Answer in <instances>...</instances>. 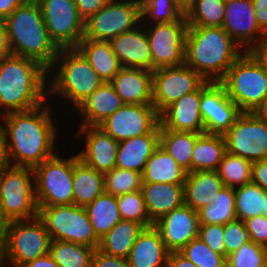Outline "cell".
Returning <instances> with one entry per match:
<instances>
[{"instance_id": "cell-34", "label": "cell", "mask_w": 267, "mask_h": 267, "mask_svg": "<svg viewBox=\"0 0 267 267\" xmlns=\"http://www.w3.org/2000/svg\"><path fill=\"white\" fill-rule=\"evenodd\" d=\"M226 153L223 135L202 133L195 142L192 155V172L217 171Z\"/></svg>"}, {"instance_id": "cell-17", "label": "cell", "mask_w": 267, "mask_h": 267, "mask_svg": "<svg viewBox=\"0 0 267 267\" xmlns=\"http://www.w3.org/2000/svg\"><path fill=\"white\" fill-rule=\"evenodd\" d=\"M222 28L245 52L253 51L266 39L257 23L252 0L226 1Z\"/></svg>"}, {"instance_id": "cell-27", "label": "cell", "mask_w": 267, "mask_h": 267, "mask_svg": "<svg viewBox=\"0 0 267 267\" xmlns=\"http://www.w3.org/2000/svg\"><path fill=\"white\" fill-rule=\"evenodd\" d=\"M224 187L217 171L189 172L183 183L184 204L198 211L209 205Z\"/></svg>"}, {"instance_id": "cell-10", "label": "cell", "mask_w": 267, "mask_h": 267, "mask_svg": "<svg viewBox=\"0 0 267 267\" xmlns=\"http://www.w3.org/2000/svg\"><path fill=\"white\" fill-rule=\"evenodd\" d=\"M51 240L67 241L98 248L97 238L85 207L74 204L37 206Z\"/></svg>"}, {"instance_id": "cell-49", "label": "cell", "mask_w": 267, "mask_h": 267, "mask_svg": "<svg viewBox=\"0 0 267 267\" xmlns=\"http://www.w3.org/2000/svg\"><path fill=\"white\" fill-rule=\"evenodd\" d=\"M92 267H130L128 260L104 253L96 248Z\"/></svg>"}, {"instance_id": "cell-13", "label": "cell", "mask_w": 267, "mask_h": 267, "mask_svg": "<svg viewBox=\"0 0 267 267\" xmlns=\"http://www.w3.org/2000/svg\"><path fill=\"white\" fill-rule=\"evenodd\" d=\"M150 46L152 71L179 66L185 61L186 20L172 23L143 24Z\"/></svg>"}, {"instance_id": "cell-59", "label": "cell", "mask_w": 267, "mask_h": 267, "mask_svg": "<svg viewBox=\"0 0 267 267\" xmlns=\"http://www.w3.org/2000/svg\"><path fill=\"white\" fill-rule=\"evenodd\" d=\"M262 62L267 73V43L264 42L252 51Z\"/></svg>"}, {"instance_id": "cell-11", "label": "cell", "mask_w": 267, "mask_h": 267, "mask_svg": "<svg viewBox=\"0 0 267 267\" xmlns=\"http://www.w3.org/2000/svg\"><path fill=\"white\" fill-rule=\"evenodd\" d=\"M142 23L140 0H110L84 21L83 38L110 41Z\"/></svg>"}, {"instance_id": "cell-46", "label": "cell", "mask_w": 267, "mask_h": 267, "mask_svg": "<svg viewBox=\"0 0 267 267\" xmlns=\"http://www.w3.org/2000/svg\"><path fill=\"white\" fill-rule=\"evenodd\" d=\"M223 240L226 247L227 255L235 252L243 244L249 241L245 222L236 219L223 225Z\"/></svg>"}, {"instance_id": "cell-7", "label": "cell", "mask_w": 267, "mask_h": 267, "mask_svg": "<svg viewBox=\"0 0 267 267\" xmlns=\"http://www.w3.org/2000/svg\"><path fill=\"white\" fill-rule=\"evenodd\" d=\"M220 83L242 112H251L267 96V73L252 51L244 52Z\"/></svg>"}, {"instance_id": "cell-43", "label": "cell", "mask_w": 267, "mask_h": 267, "mask_svg": "<svg viewBox=\"0 0 267 267\" xmlns=\"http://www.w3.org/2000/svg\"><path fill=\"white\" fill-rule=\"evenodd\" d=\"M122 220L134 221L145 228L154 226L146 210L142 190L116 196Z\"/></svg>"}, {"instance_id": "cell-55", "label": "cell", "mask_w": 267, "mask_h": 267, "mask_svg": "<svg viewBox=\"0 0 267 267\" xmlns=\"http://www.w3.org/2000/svg\"><path fill=\"white\" fill-rule=\"evenodd\" d=\"M12 54L4 21L0 20V60Z\"/></svg>"}, {"instance_id": "cell-62", "label": "cell", "mask_w": 267, "mask_h": 267, "mask_svg": "<svg viewBox=\"0 0 267 267\" xmlns=\"http://www.w3.org/2000/svg\"><path fill=\"white\" fill-rule=\"evenodd\" d=\"M1 256H2V224H0V265H1Z\"/></svg>"}, {"instance_id": "cell-57", "label": "cell", "mask_w": 267, "mask_h": 267, "mask_svg": "<svg viewBox=\"0 0 267 267\" xmlns=\"http://www.w3.org/2000/svg\"><path fill=\"white\" fill-rule=\"evenodd\" d=\"M22 267H59L53 260L52 256L48 253L42 257H39L33 261H30Z\"/></svg>"}, {"instance_id": "cell-8", "label": "cell", "mask_w": 267, "mask_h": 267, "mask_svg": "<svg viewBox=\"0 0 267 267\" xmlns=\"http://www.w3.org/2000/svg\"><path fill=\"white\" fill-rule=\"evenodd\" d=\"M38 216L34 172L10 166L0 172V224Z\"/></svg>"}, {"instance_id": "cell-44", "label": "cell", "mask_w": 267, "mask_h": 267, "mask_svg": "<svg viewBox=\"0 0 267 267\" xmlns=\"http://www.w3.org/2000/svg\"><path fill=\"white\" fill-rule=\"evenodd\" d=\"M179 252L198 267H226V258L214 252L199 236L189 241Z\"/></svg>"}, {"instance_id": "cell-50", "label": "cell", "mask_w": 267, "mask_h": 267, "mask_svg": "<svg viewBox=\"0 0 267 267\" xmlns=\"http://www.w3.org/2000/svg\"><path fill=\"white\" fill-rule=\"evenodd\" d=\"M79 15L85 21L101 8H103L110 0H74Z\"/></svg>"}, {"instance_id": "cell-29", "label": "cell", "mask_w": 267, "mask_h": 267, "mask_svg": "<svg viewBox=\"0 0 267 267\" xmlns=\"http://www.w3.org/2000/svg\"><path fill=\"white\" fill-rule=\"evenodd\" d=\"M104 189V174L83 163L77 153L74 154L73 204L86 207L92 203Z\"/></svg>"}, {"instance_id": "cell-39", "label": "cell", "mask_w": 267, "mask_h": 267, "mask_svg": "<svg viewBox=\"0 0 267 267\" xmlns=\"http://www.w3.org/2000/svg\"><path fill=\"white\" fill-rule=\"evenodd\" d=\"M217 173L225 186L237 188L252 182V162L231 153H225Z\"/></svg>"}, {"instance_id": "cell-45", "label": "cell", "mask_w": 267, "mask_h": 267, "mask_svg": "<svg viewBox=\"0 0 267 267\" xmlns=\"http://www.w3.org/2000/svg\"><path fill=\"white\" fill-rule=\"evenodd\" d=\"M267 264V247L249 240L227 255L226 267H263Z\"/></svg>"}, {"instance_id": "cell-30", "label": "cell", "mask_w": 267, "mask_h": 267, "mask_svg": "<svg viewBox=\"0 0 267 267\" xmlns=\"http://www.w3.org/2000/svg\"><path fill=\"white\" fill-rule=\"evenodd\" d=\"M104 82H110L122 66L109 41L82 38L76 47Z\"/></svg>"}, {"instance_id": "cell-58", "label": "cell", "mask_w": 267, "mask_h": 267, "mask_svg": "<svg viewBox=\"0 0 267 267\" xmlns=\"http://www.w3.org/2000/svg\"><path fill=\"white\" fill-rule=\"evenodd\" d=\"M259 120L267 124V96L251 111Z\"/></svg>"}, {"instance_id": "cell-1", "label": "cell", "mask_w": 267, "mask_h": 267, "mask_svg": "<svg viewBox=\"0 0 267 267\" xmlns=\"http://www.w3.org/2000/svg\"><path fill=\"white\" fill-rule=\"evenodd\" d=\"M54 106L47 100L36 108L0 116L12 166L34 168L59 151Z\"/></svg>"}, {"instance_id": "cell-51", "label": "cell", "mask_w": 267, "mask_h": 267, "mask_svg": "<svg viewBox=\"0 0 267 267\" xmlns=\"http://www.w3.org/2000/svg\"><path fill=\"white\" fill-rule=\"evenodd\" d=\"M252 182L267 191V159L252 163Z\"/></svg>"}, {"instance_id": "cell-15", "label": "cell", "mask_w": 267, "mask_h": 267, "mask_svg": "<svg viewBox=\"0 0 267 267\" xmlns=\"http://www.w3.org/2000/svg\"><path fill=\"white\" fill-rule=\"evenodd\" d=\"M223 136L227 153L252 163L267 159V124L251 112H242Z\"/></svg>"}, {"instance_id": "cell-14", "label": "cell", "mask_w": 267, "mask_h": 267, "mask_svg": "<svg viewBox=\"0 0 267 267\" xmlns=\"http://www.w3.org/2000/svg\"><path fill=\"white\" fill-rule=\"evenodd\" d=\"M152 105L160 115L187 93L197 91L206 80L185 63L152 71Z\"/></svg>"}, {"instance_id": "cell-28", "label": "cell", "mask_w": 267, "mask_h": 267, "mask_svg": "<svg viewBox=\"0 0 267 267\" xmlns=\"http://www.w3.org/2000/svg\"><path fill=\"white\" fill-rule=\"evenodd\" d=\"M142 193L150 220L154 223L163 215L184 204L183 184H142Z\"/></svg>"}, {"instance_id": "cell-47", "label": "cell", "mask_w": 267, "mask_h": 267, "mask_svg": "<svg viewBox=\"0 0 267 267\" xmlns=\"http://www.w3.org/2000/svg\"><path fill=\"white\" fill-rule=\"evenodd\" d=\"M223 225L210 224L199 225L198 236L214 252L223 255L226 258V247L223 240Z\"/></svg>"}, {"instance_id": "cell-21", "label": "cell", "mask_w": 267, "mask_h": 267, "mask_svg": "<svg viewBox=\"0 0 267 267\" xmlns=\"http://www.w3.org/2000/svg\"><path fill=\"white\" fill-rule=\"evenodd\" d=\"M206 81L197 91L187 93L168 106L160 115V124L173 131L204 133L200 112L201 93L211 84Z\"/></svg>"}, {"instance_id": "cell-56", "label": "cell", "mask_w": 267, "mask_h": 267, "mask_svg": "<svg viewBox=\"0 0 267 267\" xmlns=\"http://www.w3.org/2000/svg\"><path fill=\"white\" fill-rule=\"evenodd\" d=\"M23 3L22 0H0V20L4 21L8 15Z\"/></svg>"}, {"instance_id": "cell-32", "label": "cell", "mask_w": 267, "mask_h": 267, "mask_svg": "<svg viewBox=\"0 0 267 267\" xmlns=\"http://www.w3.org/2000/svg\"><path fill=\"white\" fill-rule=\"evenodd\" d=\"M144 228L137 222L120 220L100 239L98 249L106 254L127 259L132 246Z\"/></svg>"}, {"instance_id": "cell-36", "label": "cell", "mask_w": 267, "mask_h": 267, "mask_svg": "<svg viewBox=\"0 0 267 267\" xmlns=\"http://www.w3.org/2000/svg\"><path fill=\"white\" fill-rule=\"evenodd\" d=\"M199 225H225L237 219L234 188L225 186L212 202L198 210Z\"/></svg>"}, {"instance_id": "cell-54", "label": "cell", "mask_w": 267, "mask_h": 267, "mask_svg": "<svg viewBox=\"0 0 267 267\" xmlns=\"http://www.w3.org/2000/svg\"><path fill=\"white\" fill-rule=\"evenodd\" d=\"M167 267H198L180 252H170Z\"/></svg>"}, {"instance_id": "cell-23", "label": "cell", "mask_w": 267, "mask_h": 267, "mask_svg": "<svg viewBox=\"0 0 267 267\" xmlns=\"http://www.w3.org/2000/svg\"><path fill=\"white\" fill-rule=\"evenodd\" d=\"M124 104L113 85L103 82L74 111L81 119L79 126H99Z\"/></svg>"}, {"instance_id": "cell-52", "label": "cell", "mask_w": 267, "mask_h": 267, "mask_svg": "<svg viewBox=\"0 0 267 267\" xmlns=\"http://www.w3.org/2000/svg\"><path fill=\"white\" fill-rule=\"evenodd\" d=\"M259 27L267 34V0H252Z\"/></svg>"}, {"instance_id": "cell-20", "label": "cell", "mask_w": 267, "mask_h": 267, "mask_svg": "<svg viewBox=\"0 0 267 267\" xmlns=\"http://www.w3.org/2000/svg\"><path fill=\"white\" fill-rule=\"evenodd\" d=\"M154 227L159 231L161 239L169 252H179L189 241L198 237V211L183 204L163 215Z\"/></svg>"}, {"instance_id": "cell-16", "label": "cell", "mask_w": 267, "mask_h": 267, "mask_svg": "<svg viewBox=\"0 0 267 267\" xmlns=\"http://www.w3.org/2000/svg\"><path fill=\"white\" fill-rule=\"evenodd\" d=\"M159 123V114L152 104H124L99 127L120 142L149 134Z\"/></svg>"}, {"instance_id": "cell-60", "label": "cell", "mask_w": 267, "mask_h": 267, "mask_svg": "<svg viewBox=\"0 0 267 267\" xmlns=\"http://www.w3.org/2000/svg\"><path fill=\"white\" fill-rule=\"evenodd\" d=\"M180 10L186 13L192 6L193 0H171Z\"/></svg>"}, {"instance_id": "cell-2", "label": "cell", "mask_w": 267, "mask_h": 267, "mask_svg": "<svg viewBox=\"0 0 267 267\" xmlns=\"http://www.w3.org/2000/svg\"><path fill=\"white\" fill-rule=\"evenodd\" d=\"M48 100L47 69L11 54L0 60V116L36 108Z\"/></svg>"}, {"instance_id": "cell-22", "label": "cell", "mask_w": 267, "mask_h": 267, "mask_svg": "<svg viewBox=\"0 0 267 267\" xmlns=\"http://www.w3.org/2000/svg\"><path fill=\"white\" fill-rule=\"evenodd\" d=\"M109 42L122 67L152 71L150 46L142 23Z\"/></svg>"}, {"instance_id": "cell-61", "label": "cell", "mask_w": 267, "mask_h": 267, "mask_svg": "<svg viewBox=\"0 0 267 267\" xmlns=\"http://www.w3.org/2000/svg\"><path fill=\"white\" fill-rule=\"evenodd\" d=\"M262 215L264 217L267 218V191H265V195H264V205H263V209H262Z\"/></svg>"}, {"instance_id": "cell-37", "label": "cell", "mask_w": 267, "mask_h": 267, "mask_svg": "<svg viewBox=\"0 0 267 267\" xmlns=\"http://www.w3.org/2000/svg\"><path fill=\"white\" fill-rule=\"evenodd\" d=\"M95 250L82 244L51 240L49 254L59 267H92Z\"/></svg>"}, {"instance_id": "cell-40", "label": "cell", "mask_w": 267, "mask_h": 267, "mask_svg": "<svg viewBox=\"0 0 267 267\" xmlns=\"http://www.w3.org/2000/svg\"><path fill=\"white\" fill-rule=\"evenodd\" d=\"M237 219L245 221L262 215L265 190L253 182L234 188Z\"/></svg>"}, {"instance_id": "cell-35", "label": "cell", "mask_w": 267, "mask_h": 267, "mask_svg": "<svg viewBox=\"0 0 267 267\" xmlns=\"http://www.w3.org/2000/svg\"><path fill=\"white\" fill-rule=\"evenodd\" d=\"M85 209L99 240L122 220L116 196L106 193L105 191L92 203L88 204Z\"/></svg>"}, {"instance_id": "cell-19", "label": "cell", "mask_w": 267, "mask_h": 267, "mask_svg": "<svg viewBox=\"0 0 267 267\" xmlns=\"http://www.w3.org/2000/svg\"><path fill=\"white\" fill-rule=\"evenodd\" d=\"M78 128L75 138L82 135L84 136L82 145L85 143L77 152L79 159L103 174L115 168L119 142L99 126H79Z\"/></svg>"}, {"instance_id": "cell-53", "label": "cell", "mask_w": 267, "mask_h": 267, "mask_svg": "<svg viewBox=\"0 0 267 267\" xmlns=\"http://www.w3.org/2000/svg\"><path fill=\"white\" fill-rule=\"evenodd\" d=\"M12 166L9 158L5 132L0 125V172Z\"/></svg>"}, {"instance_id": "cell-31", "label": "cell", "mask_w": 267, "mask_h": 267, "mask_svg": "<svg viewBox=\"0 0 267 267\" xmlns=\"http://www.w3.org/2000/svg\"><path fill=\"white\" fill-rule=\"evenodd\" d=\"M186 175L187 172L177 164L170 154L159 146L146 162L142 173V184H183Z\"/></svg>"}, {"instance_id": "cell-42", "label": "cell", "mask_w": 267, "mask_h": 267, "mask_svg": "<svg viewBox=\"0 0 267 267\" xmlns=\"http://www.w3.org/2000/svg\"><path fill=\"white\" fill-rule=\"evenodd\" d=\"M142 174L132 170L113 168L104 174V189L113 196L141 190Z\"/></svg>"}, {"instance_id": "cell-4", "label": "cell", "mask_w": 267, "mask_h": 267, "mask_svg": "<svg viewBox=\"0 0 267 267\" xmlns=\"http://www.w3.org/2000/svg\"><path fill=\"white\" fill-rule=\"evenodd\" d=\"M47 79L50 102L59 101L55 102L57 105L65 102L66 110H70L71 104L73 113L104 82L77 48L59 49L53 65L47 70Z\"/></svg>"}, {"instance_id": "cell-5", "label": "cell", "mask_w": 267, "mask_h": 267, "mask_svg": "<svg viewBox=\"0 0 267 267\" xmlns=\"http://www.w3.org/2000/svg\"><path fill=\"white\" fill-rule=\"evenodd\" d=\"M13 55L39 62L47 70L59 48L50 39L39 3H23L4 20Z\"/></svg>"}, {"instance_id": "cell-33", "label": "cell", "mask_w": 267, "mask_h": 267, "mask_svg": "<svg viewBox=\"0 0 267 267\" xmlns=\"http://www.w3.org/2000/svg\"><path fill=\"white\" fill-rule=\"evenodd\" d=\"M201 134L173 131L160 124V147L172 156L187 173L192 172V155L196 139Z\"/></svg>"}, {"instance_id": "cell-38", "label": "cell", "mask_w": 267, "mask_h": 267, "mask_svg": "<svg viewBox=\"0 0 267 267\" xmlns=\"http://www.w3.org/2000/svg\"><path fill=\"white\" fill-rule=\"evenodd\" d=\"M224 15V0H193L185 13L188 26L199 27H222Z\"/></svg>"}, {"instance_id": "cell-12", "label": "cell", "mask_w": 267, "mask_h": 267, "mask_svg": "<svg viewBox=\"0 0 267 267\" xmlns=\"http://www.w3.org/2000/svg\"><path fill=\"white\" fill-rule=\"evenodd\" d=\"M50 39L61 48H76L84 35V20L74 0H40Z\"/></svg>"}, {"instance_id": "cell-48", "label": "cell", "mask_w": 267, "mask_h": 267, "mask_svg": "<svg viewBox=\"0 0 267 267\" xmlns=\"http://www.w3.org/2000/svg\"><path fill=\"white\" fill-rule=\"evenodd\" d=\"M249 240L267 247V218L255 216L244 221Z\"/></svg>"}, {"instance_id": "cell-18", "label": "cell", "mask_w": 267, "mask_h": 267, "mask_svg": "<svg viewBox=\"0 0 267 267\" xmlns=\"http://www.w3.org/2000/svg\"><path fill=\"white\" fill-rule=\"evenodd\" d=\"M200 112L204 133L215 135H224L242 114L220 82H212L201 93Z\"/></svg>"}, {"instance_id": "cell-24", "label": "cell", "mask_w": 267, "mask_h": 267, "mask_svg": "<svg viewBox=\"0 0 267 267\" xmlns=\"http://www.w3.org/2000/svg\"><path fill=\"white\" fill-rule=\"evenodd\" d=\"M110 83L125 104H152V71L122 67Z\"/></svg>"}, {"instance_id": "cell-41", "label": "cell", "mask_w": 267, "mask_h": 267, "mask_svg": "<svg viewBox=\"0 0 267 267\" xmlns=\"http://www.w3.org/2000/svg\"><path fill=\"white\" fill-rule=\"evenodd\" d=\"M142 24L172 23L186 20L185 13L171 0H141Z\"/></svg>"}, {"instance_id": "cell-3", "label": "cell", "mask_w": 267, "mask_h": 267, "mask_svg": "<svg viewBox=\"0 0 267 267\" xmlns=\"http://www.w3.org/2000/svg\"><path fill=\"white\" fill-rule=\"evenodd\" d=\"M244 52L222 27L188 26L184 63L206 81L220 82Z\"/></svg>"}, {"instance_id": "cell-25", "label": "cell", "mask_w": 267, "mask_h": 267, "mask_svg": "<svg viewBox=\"0 0 267 267\" xmlns=\"http://www.w3.org/2000/svg\"><path fill=\"white\" fill-rule=\"evenodd\" d=\"M160 146V123L149 133L119 142L116 167L143 173L147 160Z\"/></svg>"}, {"instance_id": "cell-9", "label": "cell", "mask_w": 267, "mask_h": 267, "mask_svg": "<svg viewBox=\"0 0 267 267\" xmlns=\"http://www.w3.org/2000/svg\"><path fill=\"white\" fill-rule=\"evenodd\" d=\"M71 155L61 157L57 152L33 168L37 206L73 204L74 154Z\"/></svg>"}, {"instance_id": "cell-6", "label": "cell", "mask_w": 267, "mask_h": 267, "mask_svg": "<svg viewBox=\"0 0 267 267\" xmlns=\"http://www.w3.org/2000/svg\"><path fill=\"white\" fill-rule=\"evenodd\" d=\"M51 237L42 220H13L2 224V256L0 267H22L47 255Z\"/></svg>"}, {"instance_id": "cell-63", "label": "cell", "mask_w": 267, "mask_h": 267, "mask_svg": "<svg viewBox=\"0 0 267 267\" xmlns=\"http://www.w3.org/2000/svg\"><path fill=\"white\" fill-rule=\"evenodd\" d=\"M24 3H39L40 0H22Z\"/></svg>"}, {"instance_id": "cell-26", "label": "cell", "mask_w": 267, "mask_h": 267, "mask_svg": "<svg viewBox=\"0 0 267 267\" xmlns=\"http://www.w3.org/2000/svg\"><path fill=\"white\" fill-rule=\"evenodd\" d=\"M169 253L159 231L151 226L139 234L127 260L130 267H167Z\"/></svg>"}]
</instances>
